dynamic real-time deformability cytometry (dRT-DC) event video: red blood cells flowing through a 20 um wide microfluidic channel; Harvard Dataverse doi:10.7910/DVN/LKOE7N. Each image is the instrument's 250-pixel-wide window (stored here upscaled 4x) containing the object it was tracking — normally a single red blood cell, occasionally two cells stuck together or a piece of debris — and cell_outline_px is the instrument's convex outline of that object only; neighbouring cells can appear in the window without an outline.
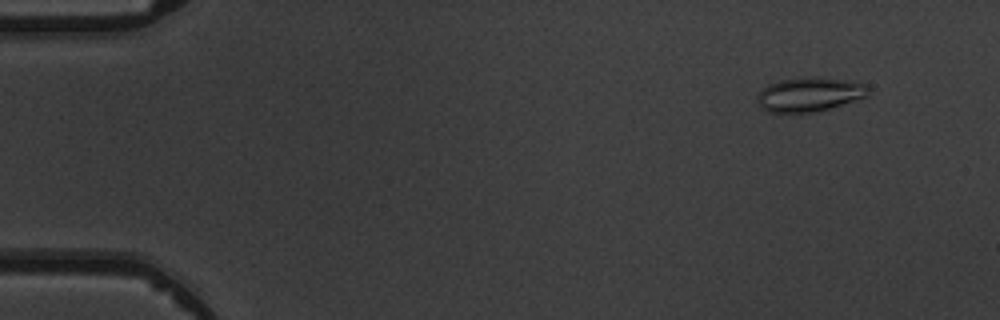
{"species": "common noctule bat (a hibernating species)", "species_latin": "Nyctalus noctula", "temperature_condition": "warm", "stored_images_in_passage": 5, "camera_frame_rate_fps": 3000, "um_per_image_px": 0.085, "animal": {"sex": "male", "body_mass_g": 19.5, "forearm_length_mm": 54.6}, "frame": {"image": 1, "passage_image": 2, "time_ms": 1.0, "image_size_px": [1000, 320], "cell_outline_px": [[868, 96], [820, 112], [796, 116], [768, 112], [760, 108], [756, 96], [768, 84], [780, 80], [804, 76], [816, 76], [844, 80], [868, 84]], "centroid_in_image_um": [68.77, 8.07], "position_along_channel_um": 16.2, "area_um2": 23.18}}
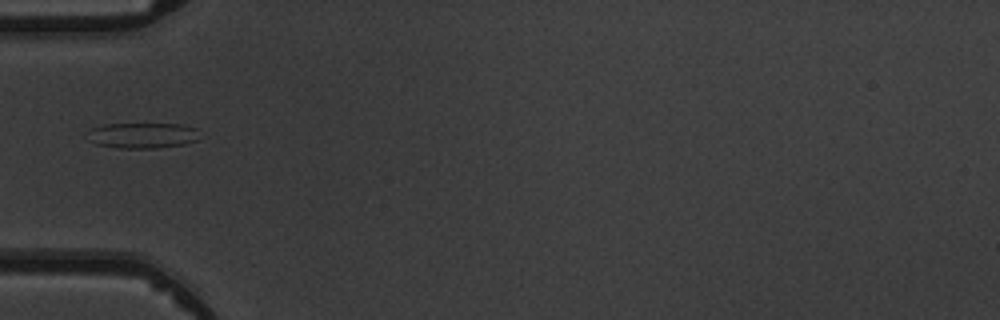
{"frame": {"image": 2, "passage_image": 5, "time_ms": 5.333, "image_size_px": [1000, 320], "cell_outline_px": [[196, 140], [184, 144], [156, 148], [116, 148], [96, 144], [88, 140], [84, 132], [92, 128], [104, 124], [180, 124], [196, 128]], "centroid_in_image_um": [12.0, 11.51], "position_along_channel_um": 73.0, "area_um2": 16.76}}